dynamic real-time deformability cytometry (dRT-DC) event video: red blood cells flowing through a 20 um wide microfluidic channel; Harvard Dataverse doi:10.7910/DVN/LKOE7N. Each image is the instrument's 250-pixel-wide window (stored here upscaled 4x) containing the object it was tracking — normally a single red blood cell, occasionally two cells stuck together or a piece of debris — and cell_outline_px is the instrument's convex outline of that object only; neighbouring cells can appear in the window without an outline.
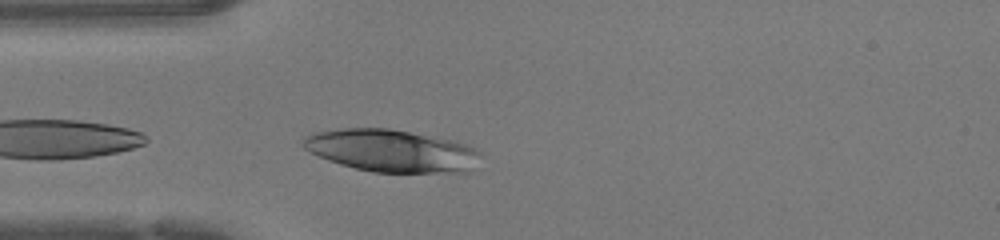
{"species": "human", "species_latin": "Homo sapiens", "temperature_condition": "warm", "stored_images_in_passage": 7, "camera_frame_rate_fps": 3000, "um_per_image_px": 0.085, "donor": {"sex": "female"}, "frame": {"image": 1, "passage_image": 1, "time_ms": 0.0, "image_size_px": [1000, 240], "cell_outline_px": [[480, 152], [468, 172], [372, 172], [340, 164], [328, 160], [304, 148], [300, 144], [304, 136], [312, 132], [340, 128], [388, 128], [468, 144], [476, 148]], "centroid_in_image_um": [33.19, 12.8], "position_along_channel_um": 51.8, "area_um2": 43.29}}
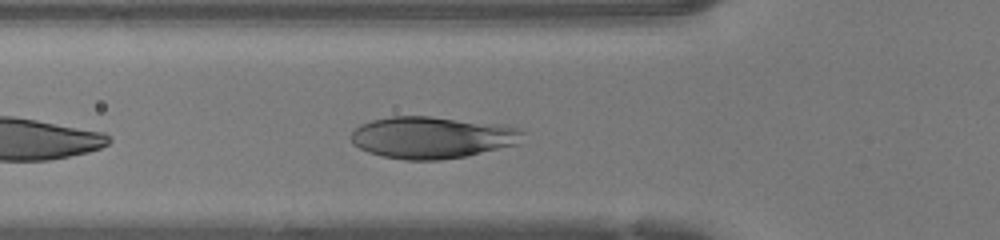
{"frame": {"image": 2, "passage_image": 4, "time_ms": 1.0, "image_size_px": [1000, 240], "cell_outline_px": [[524, 132], [516, 144], [464, 156], [440, 160], [404, 160], [384, 156], [368, 152], [352, 144], [352, 132], [360, 124], [372, 120], [392, 116], [428, 116], [504, 124], [520, 128]], "centroid_in_image_um": [36.71, 11.67], "position_along_channel_um": 89.1, "area_um2": 41.67}}